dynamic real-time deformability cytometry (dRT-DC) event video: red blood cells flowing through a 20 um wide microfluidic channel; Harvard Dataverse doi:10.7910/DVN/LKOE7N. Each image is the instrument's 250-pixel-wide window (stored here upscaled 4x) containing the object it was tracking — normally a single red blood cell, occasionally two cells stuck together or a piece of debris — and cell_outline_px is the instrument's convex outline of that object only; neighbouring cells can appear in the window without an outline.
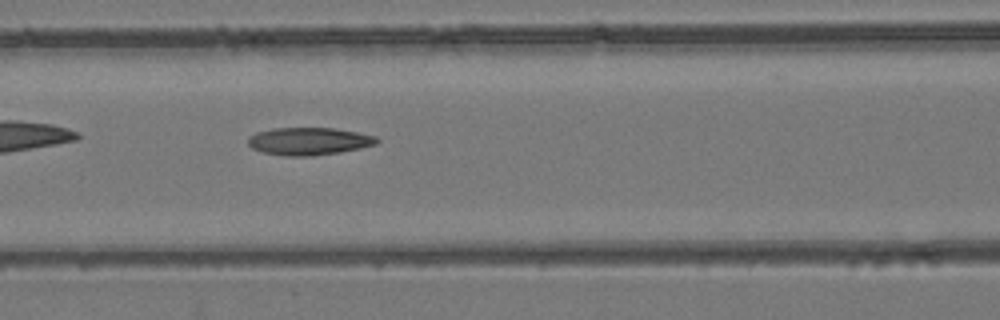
{"species": "common noctule bat (a hibernating species)", "species_latin": "Nyctalus noctula", "temperature_condition": "room temperature", "stored_images_in_passage": 19, "camera_frame_rate_fps": 3000, "um_per_image_px": 0.085, "animal": {"sex": "female", "body_mass_g": 24.6, "forearm_length_mm": 56.2}, "frame": {"image": 1, "passage_image": 8, "time_ms": 2.333, "image_size_px": [1000, 320], "cell_outline_px": [[380, 140], [376, 144], [360, 148], [340, 152], [312, 156], [284, 156], [264, 152], [252, 148], [248, 144], [248, 136], [256, 132], [272, 128], [332, 128], [356, 132], [376, 136]], "centroid_in_image_um": [26.24, 12.0], "position_along_channel_um": 140.4, "area_um2": 20.69}}